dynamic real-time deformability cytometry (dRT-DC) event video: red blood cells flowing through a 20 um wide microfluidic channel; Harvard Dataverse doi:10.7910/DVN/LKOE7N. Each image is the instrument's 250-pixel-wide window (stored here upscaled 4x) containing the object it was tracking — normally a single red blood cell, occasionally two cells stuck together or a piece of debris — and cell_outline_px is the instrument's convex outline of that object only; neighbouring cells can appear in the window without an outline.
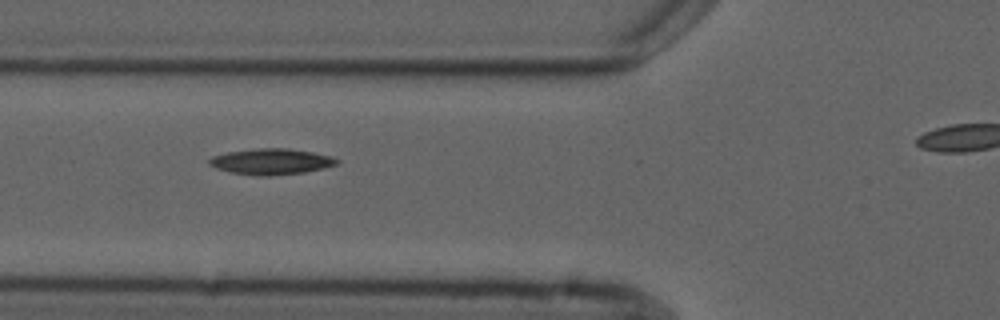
{"species": "common noctule bat (a hibernating species)", "species_latin": "Nyctalus noctula", "temperature_condition": "cold", "stored_images_in_passage": 12, "camera_frame_rate_fps": 3000, "um_per_image_px": 0.085, "animal": {"sex": "male", "forearm_length_mm": 52.5}, "frame": {"image": 1, "passage_image": 6, "time_ms": 6.667, "image_size_px": [1000, 320], "cell_outline_px": [[340, 160], [336, 164], [324, 168], [304, 172], [268, 176], [256, 176], [228, 172], [216, 168], [208, 164], [208, 160], [212, 156], [228, 152], [260, 148], [288, 148], [312, 152], [332, 156]], "centroid_in_image_um": [23.04, 13.74], "position_along_channel_um": 102.8, "area_um2": 19.31}}
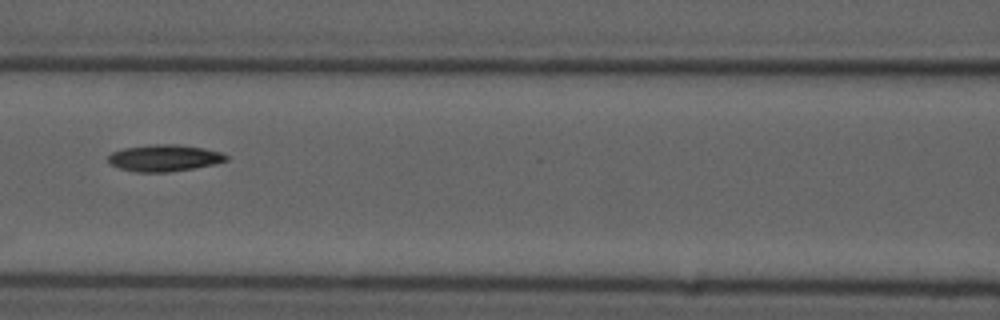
{"frame": {"image": 2, "passage_image": 7, "time_ms": 8.0, "image_size_px": [1000, 320], "cell_outline_px": [[228, 160], [216, 164], [168, 172], [136, 172], [120, 168], [112, 164], [108, 160], [108, 156], [112, 152], [124, 148], [148, 144], [176, 144], [204, 148], [220, 152], [228, 156]], "centroid_in_image_um": [13.98, 13.42], "position_along_channel_um": 152.6, "area_um2": 18.32}}